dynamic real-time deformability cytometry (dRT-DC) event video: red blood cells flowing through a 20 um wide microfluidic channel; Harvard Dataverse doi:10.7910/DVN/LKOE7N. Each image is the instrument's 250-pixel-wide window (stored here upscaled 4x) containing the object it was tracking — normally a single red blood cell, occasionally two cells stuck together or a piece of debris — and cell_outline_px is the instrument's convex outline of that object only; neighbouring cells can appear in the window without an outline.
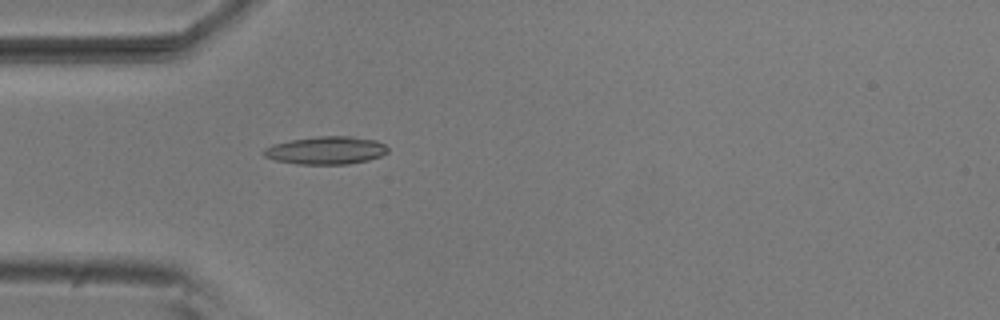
{"species": "common noctule bat (a hibernating species)", "species_latin": "Nyctalus noctula", "temperature_condition": "room temperature", "stored_images_in_passage": 3, "camera_frame_rate_fps": 3000, "um_per_image_px": 0.085, "animal": {"sex": "male", "body_mass_g": 20.5, "forearm_length_mm": 52.5}, "frame": {"image": 1, "passage_image": 3, "time_ms": 0.667, "image_size_px": [1000, 320], "cell_outline_px": [[388, 152], [380, 156], [368, 160], [348, 164], [296, 164], [276, 160], [264, 156], [260, 152], [264, 148], [272, 144], [292, 140], [316, 136], [348, 136], [376, 140], [384, 144], [388, 148]], "centroid_in_image_um": [27.69, 12.78], "position_along_channel_um": 57.3, "area_um2": 20.17}}